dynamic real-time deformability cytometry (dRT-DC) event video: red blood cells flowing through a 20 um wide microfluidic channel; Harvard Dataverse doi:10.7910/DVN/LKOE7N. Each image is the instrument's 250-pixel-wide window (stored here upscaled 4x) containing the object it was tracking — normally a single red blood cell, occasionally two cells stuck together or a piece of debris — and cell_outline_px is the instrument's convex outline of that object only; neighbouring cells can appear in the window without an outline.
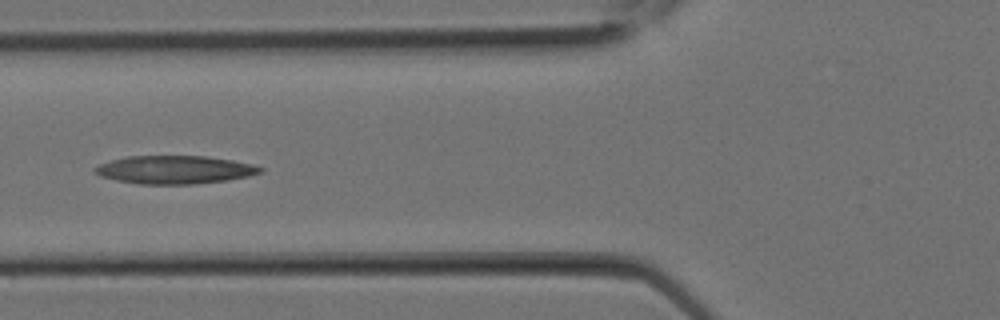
{"species": "Egyptian fruit bat (a non-hibernating species)", "species_latin": "Rousettus aegyptiacus", "temperature_condition": "room temperature", "stored_images_in_passage": 10, "camera_frame_rate_fps": 3000, "um_per_image_px": 0.085, "animal": {"sex": "female"}, "frame": {"image": 1, "passage_image": 9, "time_ms": 2.667, "image_size_px": [1000, 320], "cell_outline_px": [[264, 168], [260, 172], [248, 176], [228, 180], [192, 184], [140, 184], [116, 180], [100, 176], [92, 172], [92, 168], [100, 164], [124, 156], [208, 156], [232, 160], [252, 164]], "centroid_in_image_um": [14.81, 14.42], "position_along_channel_um": 111.0, "area_um2": 27.17}}